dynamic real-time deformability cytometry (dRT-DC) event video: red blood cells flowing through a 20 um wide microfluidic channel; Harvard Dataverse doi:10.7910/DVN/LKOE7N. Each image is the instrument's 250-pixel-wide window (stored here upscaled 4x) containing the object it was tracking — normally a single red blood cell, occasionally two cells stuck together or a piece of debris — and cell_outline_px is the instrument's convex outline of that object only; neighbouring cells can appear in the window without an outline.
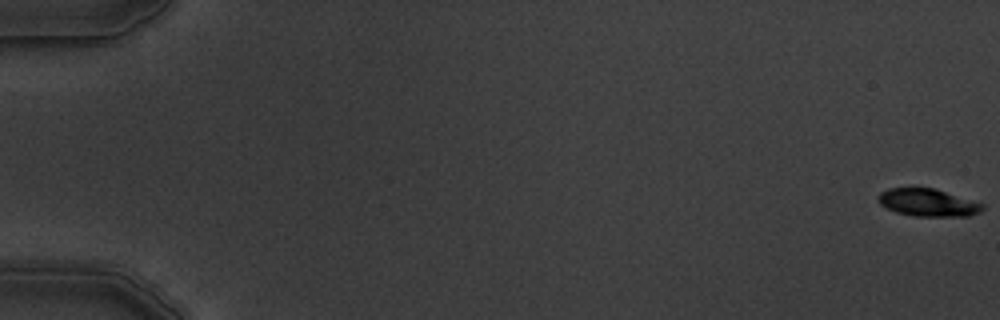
{"species": "common noctule bat (a hibernating species)", "species_latin": "Nyctalus noctula", "temperature_condition": "warm", "stored_images_in_passage": 6, "camera_frame_rate_fps": 3000, "um_per_image_px": 0.085, "animal": {"sex": "male", "body_mass_g": 19.5, "forearm_length_mm": 54.6}, "frame": {"image": 1, "passage_image": 1, "time_ms": 0.0, "image_size_px": [1000, 320], "cell_outline_px": [[984, 208], [980, 212], [968, 216], [912, 216], [896, 212], [880, 204], [876, 196], [880, 192], [888, 188], [932, 188], [984, 204]], "centroid_in_image_um": [78.84, 17.23], "position_along_channel_um": 6.2, "area_um2": 16.59}}
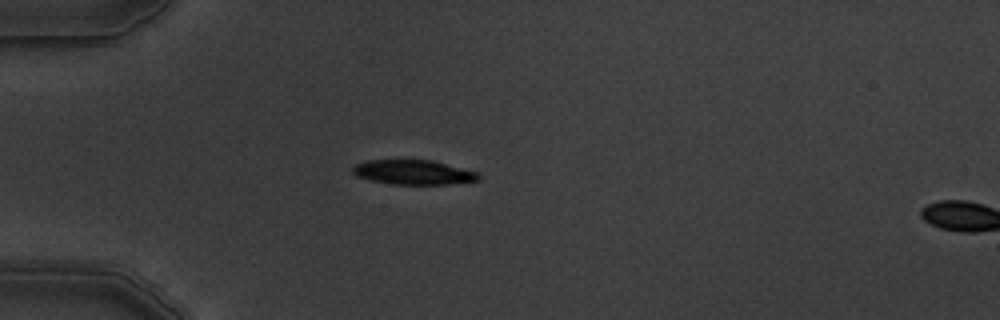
{"frame": {"image": 2, "passage_image": 5, "time_ms": 5.333, "image_size_px": [1000, 320], "cell_outline_px": [[480, 180], [448, 184], [392, 184], [372, 180], [356, 176], [352, 172], [352, 168], [356, 164], [368, 160], [432, 160], [476, 172], [480, 176]], "centroid_in_image_um": [35.12, 14.64], "position_along_channel_um": 49.9, "area_um2": 17.8}}